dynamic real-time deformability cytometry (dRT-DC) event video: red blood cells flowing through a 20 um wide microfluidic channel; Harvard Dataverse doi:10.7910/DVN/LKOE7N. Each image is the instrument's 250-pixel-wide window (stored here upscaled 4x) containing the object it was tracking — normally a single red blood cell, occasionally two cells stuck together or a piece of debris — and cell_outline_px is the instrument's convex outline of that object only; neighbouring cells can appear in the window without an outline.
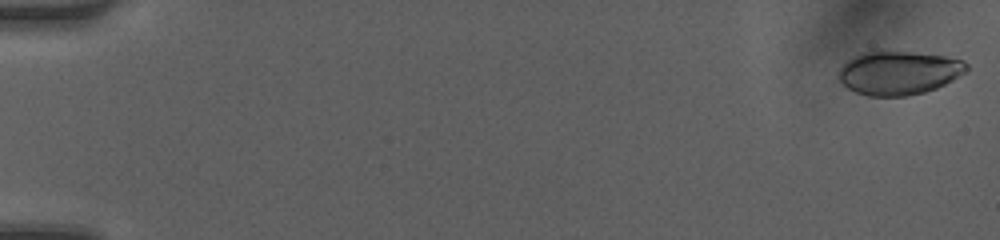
{"species": "human", "species_latin": "Homo sapiens", "temperature_condition": "room temperature", "stored_images_in_passage": 49, "camera_frame_rate_fps": 3000, "um_per_image_px": 0.085, "donor": {"sex": "female"}, "frame": {"image": 1, "passage_image": 1, "time_ms": 0.0, "image_size_px": [1000, 240], "cell_outline_px": [[968, 72], [936, 88], [924, 92], [904, 96], [868, 96], [856, 92], [848, 88], [840, 80], [840, 68], [848, 60], [864, 52], [912, 52], [944, 56], [964, 60], [968, 64]], "centroid_in_image_um": [76.45, 6.2], "position_along_channel_um": 8.6, "area_um2": 32.19}}
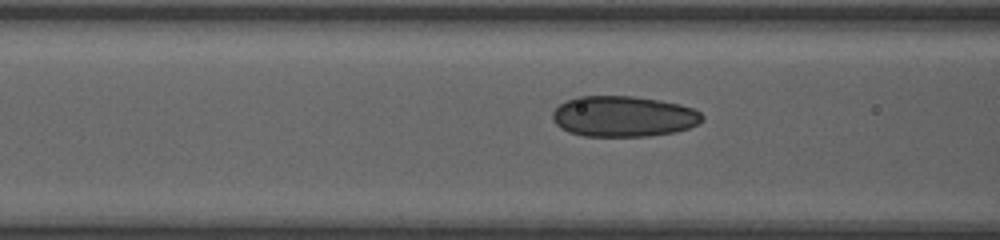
{"frame": {"image": 2, "passage_image": 21, "time_ms": 6.667, "image_size_px": [1000, 240], "cell_outline_px": [[704, 120], [688, 128], [676, 132], [648, 136], [584, 136], [568, 132], [560, 128], [552, 120], [552, 112], [564, 100], [576, 96], [632, 96], [660, 100], [680, 104], [692, 108], [700, 112], [704, 116]], "centroid_in_image_um": [52.97, 9.89], "position_along_channel_um": 113.6, "area_um2": 35.84}}
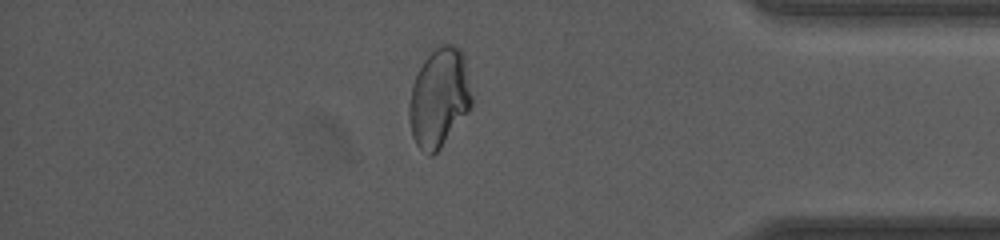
{"frame": {"image": 3, "passage_image": 43, "time_ms": 14.0, "image_size_px": [1000, 240], "cell_outline_px": [[472, 108], [440, 148], [432, 156], [428, 156], [416, 144], [412, 136], [408, 116], [408, 104], [412, 84], [424, 60], [432, 48], [436, 44], [456, 44], [460, 48], [464, 56], [472, 96]], "centroid_in_image_um": [37.33, 8.29], "position_along_channel_um": 397.9, "area_um2": 36.59}, "authors_computed_cell_mechanics": {"area_um2": 34.4488, "velocity_mm_per_s": 4.2096, "shape_relaxation_time_tau1_ms": null, "shape_relaxation_time_tau2_ms": 1.1732, "deformation_change_tau1": null, "deformation_change_tau2": 0.0588}}